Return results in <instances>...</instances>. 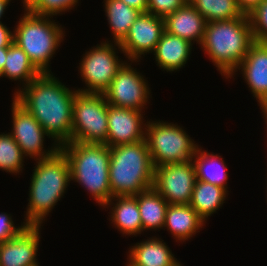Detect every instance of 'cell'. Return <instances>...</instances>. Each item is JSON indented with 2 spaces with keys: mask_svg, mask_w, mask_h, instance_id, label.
Instances as JSON below:
<instances>
[{
  "mask_svg": "<svg viewBox=\"0 0 267 266\" xmlns=\"http://www.w3.org/2000/svg\"><path fill=\"white\" fill-rule=\"evenodd\" d=\"M77 91L70 90L51 73H42L14 93V99L34 116L49 138L61 146L71 141L73 102Z\"/></svg>",
  "mask_w": 267,
  "mask_h": 266,
  "instance_id": "1",
  "label": "cell"
},
{
  "mask_svg": "<svg viewBox=\"0 0 267 266\" xmlns=\"http://www.w3.org/2000/svg\"><path fill=\"white\" fill-rule=\"evenodd\" d=\"M254 37L248 15L232 20L208 22L200 44L226 79L231 78L244 60Z\"/></svg>",
  "mask_w": 267,
  "mask_h": 266,
  "instance_id": "2",
  "label": "cell"
},
{
  "mask_svg": "<svg viewBox=\"0 0 267 266\" xmlns=\"http://www.w3.org/2000/svg\"><path fill=\"white\" fill-rule=\"evenodd\" d=\"M30 183L25 224L41 226L46 215L65 193L70 184L68 159L59 149L46 159H38Z\"/></svg>",
  "mask_w": 267,
  "mask_h": 266,
  "instance_id": "3",
  "label": "cell"
},
{
  "mask_svg": "<svg viewBox=\"0 0 267 266\" xmlns=\"http://www.w3.org/2000/svg\"><path fill=\"white\" fill-rule=\"evenodd\" d=\"M109 148L112 197L135 196L153 187L155 167L145 139Z\"/></svg>",
  "mask_w": 267,
  "mask_h": 266,
  "instance_id": "4",
  "label": "cell"
},
{
  "mask_svg": "<svg viewBox=\"0 0 267 266\" xmlns=\"http://www.w3.org/2000/svg\"><path fill=\"white\" fill-rule=\"evenodd\" d=\"M68 159L71 180L86 188L96 203L112 198L109 183L110 148L106 144L69 141L60 146Z\"/></svg>",
  "mask_w": 267,
  "mask_h": 266,
  "instance_id": "5",
  "label": "cell"
},
{
  "mask_svg": "<svg viewBox=\"0 0 267 266\" xmlns=\"http://www.w3.org/2000/svg\"><path fill=\"white\" fill-rule=\"evenodd\" d=\"M24 12L13 31V42L41 73H50L48 65L65 36L64 31L61 25L51 21L52 16L36 15L26 8Z\"/></svg>",
  "mask_w": 267,
  "mask_h": 266,
  "instance_id": "6",
  "label": "cell"
},
{
  "mask_svg": "<svg viewBox=\"0 0 267 266\" xmlns=\"http://www.w3.org/2000/svg\"><path fill=\"white\" fill-rule=\"evenodd\" d=\"M146 123L145 140L154 167L193 160L198 145L182 127L163 121Z\"/></svg>",
  "mask_w": 267,
  "mask_h": 266,
  "instance_id": "7",
  "label": "cell"
},
{
  "mask_svg": "<svg viewBox=\"0 0 267 266\" xmlns=\"http://www.w3.org/2000/svg\"><path fill=\"white\" fill-rule=\"evenodd\" d=\"M108 105L104 94L77 91L73 102L71 141L106 144Z\"/></svg>",
  "mask_w": 267,
  "mask_h": 266,
  "instance_id": "8",
  "label": "cell"
},
{
  "mask_svg": "<svg viewBox=\"0 0 267 266\" xmlns=\"http://www.w3.org/2000/svg\"><path fill=\"white\" fill-rule=\"evenodd\" d=\"M95 47L87 51L79 63L80 75L87 87L78 89L79 92L103 94L124 64L116 56L117 48L109 41Z\"/></svg>",
  "mask_w": 267,
  "mask_h": 266,
  "instance_id": "9",
  "label": "cell"
},
{
  "mask_svg": "<svg viewBox=\"0 0 267 266\" xmlns=\"http://www.w3.org/2000/svg\"><path fill=\"white\" fill-rule=\"evenodd\" d=\"M195 182L193 160L155 167L153 188L169 204H189Z\"/></svg>",
  "mask_w": 267,
  "mask_h": 266,
  "instance_id": "10",
  "label": "cell"
},
{
  "mask_svg": "<svg viewBox=\"0 0 267 266\" xmlns=\"http://www.w3.org/2000/svg\"><path fill=\"white\" fill-rule=\"evenodd\" d=\"M103 94L109 105L142 111L150 91L143 75L124 63Z\"/></svg>",
  "mask_w": 267,
  "mask_h": 266,
  "instance_id": "11",
  "label": "cell"
},
{
  "mask_svg": "<svg viewBox=\"0 0 267 266\" xmlns=\"http://www.w3.org/2000/svg\"><path fill=\"white\" fill-rule=\"evenodd\" d=\"M13 130L10 135L21 148L23 154L30 158L46 159L54 155L59 149L54 144L50 150H44V137L49 136L34 116L21 106L14 98L12 103Z\"/></svg>",
  "mask_w": 267,
  "mask_h": 266,
  "instance_id": "12",
  "label": "cell"
},
{
  "mask_svg": "<svg viewBox=\"0 0 267 266\" xmlns=\"http://www.w3.org/2000/svg\"><path fill=\"white\" fill-rule=\"evenodd\" d=\"M164 30V18L148 12L141 13L125 38L120 43H114V46L125 53L128 60L136 62L141 55L154 51Z\"/></svg>",
  "mask_w": 267,
  "mask_h": 266,
  "instance_id": "13",
  "label": "cell"
},
{
  "mask_svg": "<svg viewBox=\"0 0 267 266\" xmlns=\"http://www.w3.org/2000/svg\"><path fill=\"white\" fill-rule=\"evenodd\" d=\"M142 111L108 105V134L106 145L109 147L136 143L145 139ZM144 125V126H142Z\"/></svg>",
  "mask_w": 267,
  "mask_h": 266,
  "instance_id": "14",
  "label": "cell"
},
{
  "mask_svg": "<svg viewBox=\"0 0 267 266\" xmlns=\"http://www.w3.org/2000/svg\"><path fill=\"white\" fill-rule=\"evenodd\" d=\"M40 228L27 225L16 237L0 243V266H39L36 256Z\"/></svg>",
  "mask_w": 267,
  "mask_h": 266,
  "instance_id": "15",
  "label": "cell"
},
{
  "mask_svg": "<svg viewBox=\"0 0 267 266\" xmlns=\"http://www.w3.org/2000/svg\"><path fill=\"white\" fill-rule=\"evenodd\" d=\"M257 102L267 99V43L254 42L237 68Z\"/></svg>",
  "mask_w": 267,
  "mask_h": 266,
  "instance_id": "16",
  "label": "cell"
},
{
  "mask_svg": "<svg viewBox=\"0 0 267 266\" xmlns=\"http://www.w3.org/2000/svg\"><path fill=\"white\" fill-rule=\"evenodd\" d=\"M206 24L205 18L189 2L164 18L166 32L190 43L196 41L201 44Z\"/></svg>",
  "mask_w": 267,
  "mask_h": 266,
  "instance_id": "17",
  "label": "cell"
},
{
  "mask_svg": "<svg viewBox=\"0 0 267 266\" xmlns=\"http://www.w3.org/2000/svg\"><path fill=\"white\" fill-rule=\"evenodd\" d=\"M192 45L186 39L164 30L153 51L157 65L167 72L177 71L187 63Z\"/></svg>",
  "mask_w": 267,
  "mask_h": 266,
  "instance_id": "18",
  "label": "cell"
},
{
  "mask_svg": "<svg viewBox=\"0 0 267 266\" xmlns=\"http://www.w3.org/2000/svg\"><path fill=\"white\" fill-rule=\"evenodd\" d=\"M204 222L206 221L189 204H169L164 227H167L176 241L184 242L199 232Z\"/></svg>",
  "mask_w": 267,
  "mask_h": 266,
  "instance_id": "19",
  "label": "cell"
},
{
  "mask_svg": "<svg viewBox=\"0 0 267 266\" xmlns=\"http://www.w3.org/2000/svg\"><path fill=\"white\" fill-rule=\"evenodd\" d=\"M129 253L131 266H175L179 262L166 243L157 237L135 244Z\"/></svg>",
  "mask_w": 267,
  "mask_h": 266,
  "instance_id": "20",
  "label": "cell"
},
{
  "mask_svg": "<svg viewBox=\"0 0 267 266\" xmlns=\"http://www.w3.org/2000/svg\"><path fill=\"white\" fill-rule=\"evenodd\" d=\"M117 201L115 204L112 201ZM114 205L111 210L112 223L124 234H141L142 222L137 199L134 196H113L103 207Z\"/></svg>",
  "mask_w": 267,
  "mask_h": 266,
  "instance_id": "21",
  "label": "cell"
},
{
  "mask_svg": "<svg viewBox=\"0 0 267 266\" xmlns=\"http://www.w3.org/2000/svg\"><path fill=\"white\" fill-rule=\"evenodd\" d=\"M140 211L142 232L163 229L169 203L152 187L134 196Z\"/></svg>",
  "mask_w": 267,
  "mask_h": 266,
  "instance_id": "22",
  "label": "cell"
},
{
  "mask_svg": "<svg viewBox=\"0 0 267 266\" xmlns=\"http://www.w3.org/2000/svg\"><path fill=\"white\" fill-rule=\"evenodd\" d=\"M227 192L218 185L196 180L189 205L205 221L223 205Z\"/></svg>",
  "mask_w": 267,
  "mask_h": 266,
  "instance_id": "23",
  "label": "cell"
},
{
  "mask_svg": "<svg viewBox=\"0 0 267 266\" xmlns=\"http://www.w3.org/2000/svg\"><path fill=\"white\" fill-rule=\"evenodd\" d=\"M42 73L33 65L27 54L16 43L7 47V55L3 71L0 77H8L11 80H21L24 86L40 76ZM25 81V82H24Z\"/></svg>",
  "mask_w": 267,
  "mask_h": 266,
  "instance_id": "24",
  "label": "cell"
},
{
  "mask_svg": "<svg viewBox=\"0 0 267 266\" xmlns=\"http://www.w3.org/2000/svg\"><path fill=\"white\" fill-rule=\"evenodd\" d=\"M193 159L196 171V180L218 185L227 190V166L221 156L213 153L210 154L204 150L202 151V149L198 147Z\"/></svg>",
  "mask_w": 267,
  "mask_h": 266,
  "instance_id": "25",
  "label": "cell"
},
{
  "mask_svg": "<svg viewBox=\"0 0 267 266\" xmlns=\"http://www.w3.org/2000/svg\"><path fill=\"white\" fill-rule=\"evenodd\" d=\"M104 1L105 13L113 33V43H120L128 34L130 26L142 12L128 6L121 0Z\"/></svg>",
  "mask_w": 267,
  "mask_h": 266,
  "instance_id": "26",
  "label": "cell"
},
{
  "mask_svg": "<svg viewBox=\"0 0 267 266\" xmlns=\"http://www.w3.org/2000/svg\"><path fill=\"white\" fill-rule=\"evenodd\" d=\"M188 2L205 18L207 23L232 20L245 15L237 0H188Z\"/></svg>",
  "mask_w": 267,
  "mask_h": 266,
  "instance_id": "27",
  "label": "cell"
},
{
  "mask_svg": "<svg viewBox=\"0 0 267 266\" xmlns=\"http://www.w3.org/2000/svg\"><path fill=\"white\" fill-rule=\"evenodd\" d=\"M24 156L10 133L0 134V169L13 174L22 172Z\"/></svg>",
  "mask_w": 267,
  "mask_h": 266,
  "instance_id": "28",
  "label": "cell"
},
{
  "mask_svg": "<svg viewBox=\"0 0 267 266\" xmlns=\"http://www.w3.org/2000/svg\"><path fill=\"white\" fill-rule=\"evenodd\" d=\"M78 0H34L26 9L36 15L54 16L74 8Z\"/></svg>",
  "mask_w": 267,
  "mask_h": 266,
  "instance_id": "29",
  "label": "cell"
},
{
  "mask_svg": "<svg viewBox=\"0 0 267 266\" xmlns=\"http://www.w3.org/2000/svg\"><path fill=\"white\" fill-rule=\"evenodd\" d=\"M255 42L267 43V0L247 14Z\"/></svg>",
  "mask_w": 267,
  "mask_h": 266,
  "instance_id": "30",
  "label": "cell"
},
{
  "mask_svg": "<svg viewBox=\"0 0 267 266\" xmlns=\"http://www.w3.org/2000/svg\"><path fill=\"white\" fill-rule=\"evenodd\" d=\"M188 0H148L147 12L161 18L183 7Z\"/></svg>",
  "mask_w": 267,
  "mask_h": 266,
  "instance_id": "31",
  "label": "cell"
},
{
  "mask_svg": "<svg viewBox=\"0 0 267 266\" xmlns=\"http://www.w3.org/2000/svg\"><path fill=\"white\" fill-rule=\"evenodd\" d=\"M25 222L19 227L15 226L12 217L9 214H0V243H4L16 237L24 228H26Z\"/></svg>",
  "mask_w": 267,
  "mask_h": 266,
  "instance_id": "32",
  "label": "cell"
},
{
  "mask_svg": "<svg viewBox=\"0 0 267 266\" xmlns=\"http://www.w3.org/2000/svg\"><path fill=\"white\" fill-rule=\"evenodd\" d=\"M0 22V47H9L13 43L14 33Z\"/></svg>",
  "mask_w": 267,
  "mask_h": 266,
  "instance_id": "33",
  "label": "cell"
},
{
  "mask_svg": "<svg viewBox=\"0 0 267 266\" xmlns=\"http://www.w3.org/2000/svg\"><path fill=\"white\" fill-rule=\"evenodd\" d=\"M264 0H237L240 9L244 14L250 13L255 7L261 4Z\"/></svg>",
  "mask_w": 267,
  "mask_h": 266,
  "instance_id": "34",
  "label": "cell"
},
{
  "mask_svg": "<svg viewBox=\"0 0 267 266\" xmlns=\"http://www.w3.org/2000/svg\"><path fill=\"white\" fill-rule=\"evenodd\" d=\"M121 1L126 3L128 6L141 11L142 13L147 12L148 0H121Z\"/></svg>",
  "mask_w": 267,
  "mask_h": 266,
  "instance_id": "35",
  "label": "cell"
},
{
  "mask_svg": "<svg viewBox=\"0 0 267 266\" xmlns=\"http://www.w3.org/2000/svg\"><path fill=\"white\" fill-rule=\"evenodd\" d=\"M7 55V47H0V73L3 71Z\"/></svg>",
  "mask_w": 267,
  "mask_h": 266,
  "instance_id": "36",
  "label": "cell"
},
{
  "mask_svg": "<svg viewBox=\"0 0 267 266\" xmlns=\"http://www.w3.org/2000/svg\"><path fill=\"white\" fill-rule=\"evenodd\" d=\"M11 0H0V20L3 14H5V10L7 9L6 7L10 3ZM1 22V21H0Z\"/></svg>",
  "mask_w": 267,
  "mask_h": 266,
  "instance_id": "37",
  "label": "cell"
},
{
  "mask_svg": "<svg viewBox=\"0 0 267 266\" xmlns=\"http://www.w3.org/2000/svg\"><path fill=\"white\" fill-rule=\"evenodd\" d=\"M259 106H260V108L262 109V112H263V115H264V117H265V122H266V124H267V99L266 100H264V101H261L260 103H259ZM267 128V127H266Z\"/></svg>",
  "mask_w": 267,
  "mask_h": 266,
  "instance_id": "38",
  "label": "cell"
},
{
  "mask_svg": "<svg viewBox=\"0 0 267 266\" xmlns=\"http://www.w3.org/2000/svg\"><path fill=\"white\" fill-rule=\"evenodd\" d=\"M34 0H23L24 9L27 8Z\"/></svg>",
  "mask_w": 267,
  "mask_h": 266,
  "instance_id": "39",
  "label": "cell"
},
{
  "mask_svg": "<svg viewBox=\"0 0 267 266\" xmlns=\"http://www.w3.org/2000/svg\"><path fill=\"white\" fill-rule=\"evenodd\" d=\"M175 266H182V264H180V262H178Z\"/></svg>",
  "mask_w": 267,
  "mask_h": 266,
  "instance_id": "40",
  "label": "cell"
}]
</instances>
